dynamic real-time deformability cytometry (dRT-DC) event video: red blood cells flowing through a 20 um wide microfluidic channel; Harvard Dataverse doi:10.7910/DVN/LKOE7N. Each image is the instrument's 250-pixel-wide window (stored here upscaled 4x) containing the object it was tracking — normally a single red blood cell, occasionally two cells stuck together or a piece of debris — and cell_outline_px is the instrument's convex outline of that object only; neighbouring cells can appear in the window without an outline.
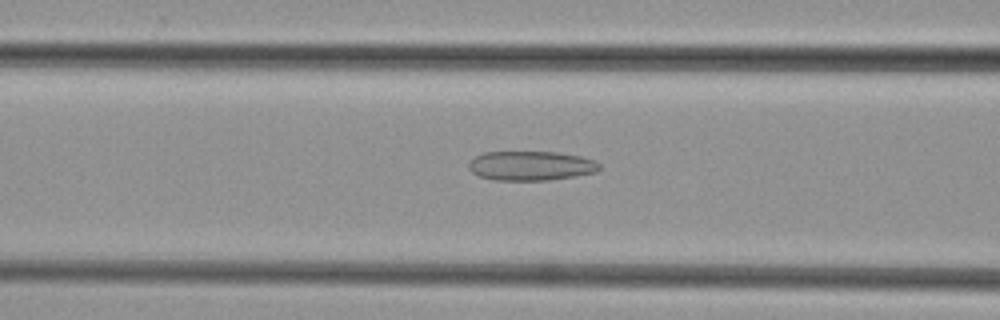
{"species": "common noctule bat (a hibernating species)", "species_latin": "Nyctalus noctula", "temperature_condition": "cold", "stored_images_in_passage": 49, "camera_frame_rate_fps": 3000, "um_per_image_px": 0.085, "animal": {"sex": "female", "body_mass_g": 29.2, "forearm_length_mm": 56.3}, "frame": {"image": 1, "passage_image": 19, "time_ms": 6.0, "image_size_px": [1000, 320], "cell_outline_px": [[600, 168], [596, 172], [548, 180], [492, 180], [480, 176], [472, 172], [468, 168], [468, 164], [476, 156], [484, 152], [556, 152], [580, 156], [596, 160], [600, 164]], "centroid_in_image_um": [45.13, 14.09], "position_along_channel_um": 121.5, "area_um2": 22.31}}
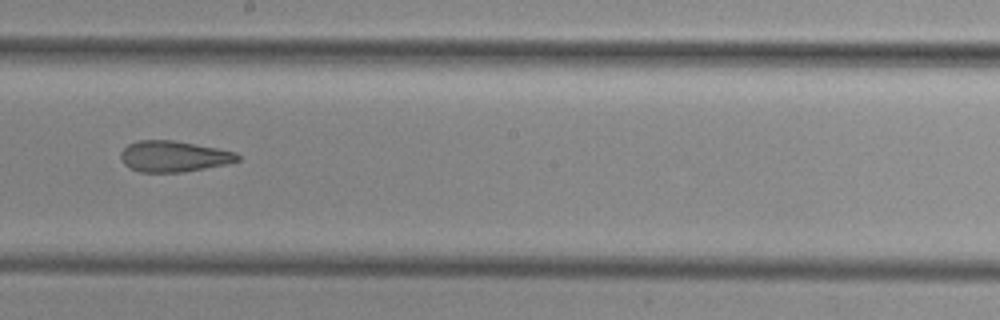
{"frame": {"image": 2, "passage_image": 27, "time_ms": 8.667, "image_size_px": [1000, 320], "cell_outline_px": [[240, 160], [224, 164], [184, 172], [140, 172], [124, 164], [120, 160], [120, 152], [128, 144], [140, 140], [172, 140], [216, 148], [236, 152], [240, 156]], "centroid_in_image_um": [14.73, 13.29], "position_along_channel_um": 233.5, "area_um2": 20.92}}
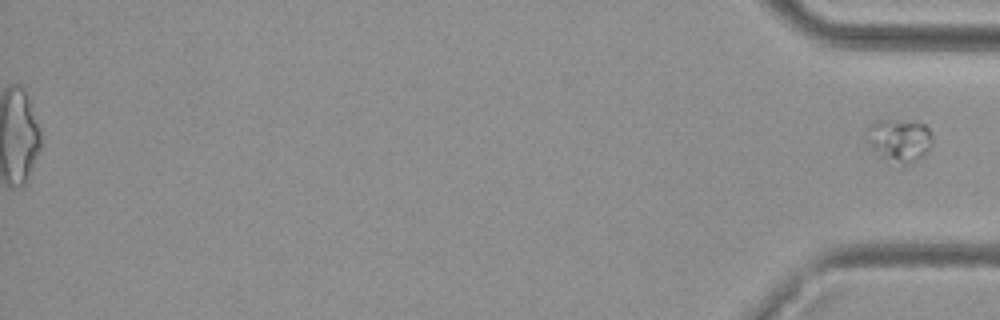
{"frame": {"image": 3, "passage_image": 49, "time_ms": 16.0, "image_size_px": [1000, 320], "cell_outline_px": [[932, 144], [916, 160], [904, 164], [884, 156], [868, 144], [864, 140], [868, 128], [876, 120], [892, 120], [924, 124], [932, 132]], "centroid_in_image_um": [76.43, 11.86], "position_along_channel_um": 358.8, "area_um2": 15.66}}